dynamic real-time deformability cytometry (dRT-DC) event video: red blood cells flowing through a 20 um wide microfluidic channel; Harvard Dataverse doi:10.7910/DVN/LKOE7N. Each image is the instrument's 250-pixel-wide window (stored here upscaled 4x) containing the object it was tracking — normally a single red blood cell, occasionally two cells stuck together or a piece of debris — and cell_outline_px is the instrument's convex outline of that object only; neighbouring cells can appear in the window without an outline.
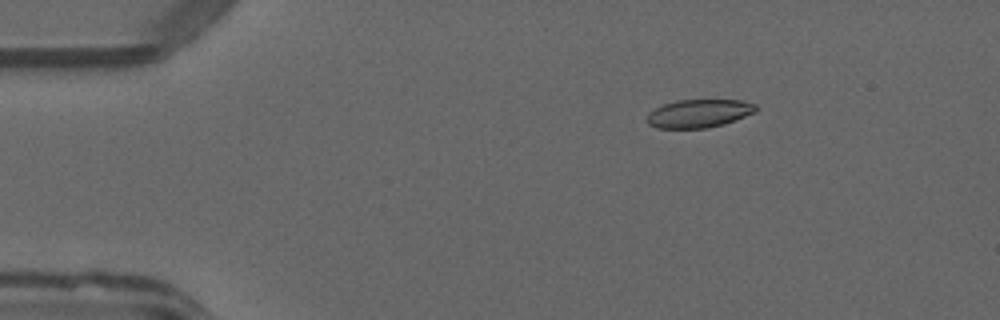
{"species": "common noctule bat (a hibernating species)", "species_latin": "Nyctalus noctula", "temperature_condition": "warm", "stored_images_in_passage": 44, "camera_frame_rate_fps": 3000, "um_per_image_px": 0.085, "animal": {"sex": "male", "forearm_length_mm": 52.5}, "frame": {"image": 1, "passage_image": 1, "time_ms": 0.0, "image_size_px": [1000, 320], "cell_outline_px": [[756, 112], [724, 124], [708, 128], [656, 128], [648, 124], [648, 112], [664, 104], [676, 100], [744, 100], [756, 104]], "centroid_in_image_um": [59.42, 9.64], "position_along_channel_um": 25.6, "area_um2": 17.92}}
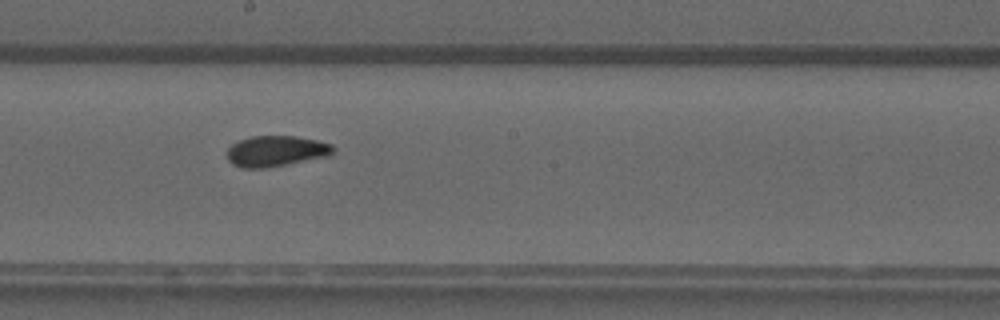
{"frame": {"image": 2, "passage_image": 21, "time_ms": 6.667, "image_size_px": [1000, 320], "cell_outline_px": [[336, 148], [332, 156], [264, 168], [240, 168], [232, 164], [228, 160], [228, 148], [232, 144], [240, 140], [252, 136], [296, 136], [316, 140], [332, 144]], "centroid_in_image_um": [23.5, 12.85], "position_along_channel_um": 224.7, "area_um2": 19.19}}
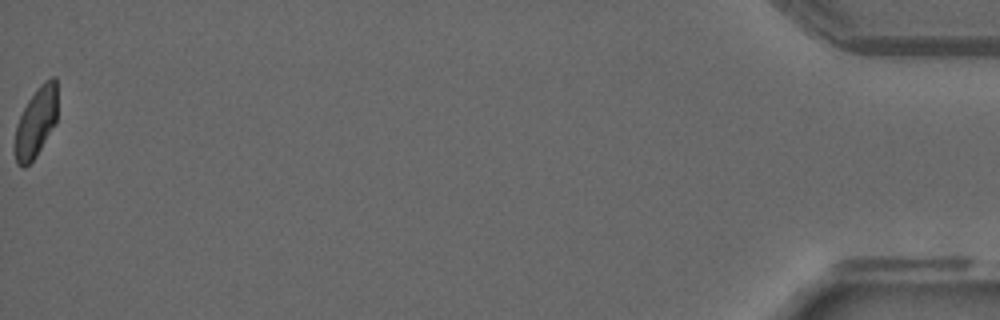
{"frame": {"image": 3, "passage_image": 44, "time_ms": 14.333, "image_size_px": [1000, 320], "cell_outline_px": [[56, 124], [36, 156], [24, 168], [20, 168], [16, 164], [12, 152], [12, 148], [16, 124], [28, 100], [36, 88], [44, 80], [52, 76], [56, 76]], "centroid_in_image_um": [3.01, 10.44], "position_along_channel_um": 432.2, "area_um2": 17.86}, "authors_computed_cell_mechanics": {"area_um2": 18.4671, "velocity_mm_per_s": 4.0476, "shape_relaxation_time_tau1_ms": 3.9672, "shape_relaxation_time_tau2_ms": 1.3228, "deformation_change_tau1": 0.1503, "deformation_change_tau2": 0.0722}}